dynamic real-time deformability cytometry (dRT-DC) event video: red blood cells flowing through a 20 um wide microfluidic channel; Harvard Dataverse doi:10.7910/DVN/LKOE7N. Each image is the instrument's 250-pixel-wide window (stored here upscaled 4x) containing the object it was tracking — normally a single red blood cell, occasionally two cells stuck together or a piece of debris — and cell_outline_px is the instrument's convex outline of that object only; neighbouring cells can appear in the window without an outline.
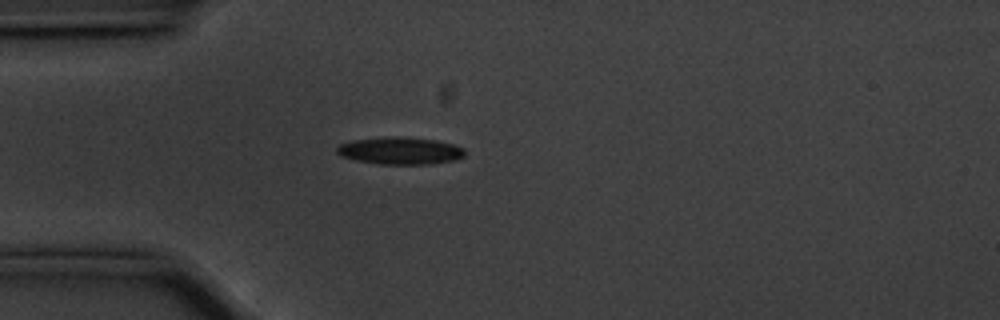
{"species": "common noctule bat (a hibernating species)", "species_latin": "Nyctalus noctula", "temperature_condition": "cold", "stored_images_in_passage": 50, "camera_frame_rate_fps": 3000, "um_per_image_px": 0.085, "animal": {"sex": "male", "body_mass_g": 20.1, "forearm_length_mm": 53.5}, "frame": {"image": 1, "passage_image": 15, "time_ms": 4.667, "image_size_px": [1000, 320], "cell_outline_px": [[464, 156], [456, 160], [432, 164], [380, 164], [356, 160], [340, 156], [336, 152], [336, 148], [340, 144], [352, 140], [392, 136], [396, 136], [436, 140], [452, 144], [464, 148]], "centroid_in_image_um": [34.0, 12.81], "position_along_channel_um": 51.0, "area_um2": 20.35}}
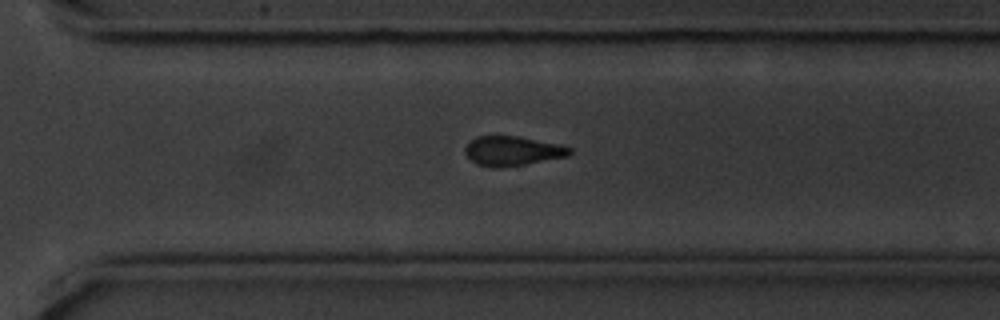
{"frame": {"image": 2, "passage_image": 39, "time_ms": 12.667, "image_size_px": [1000, 320], "cell_outline_px": [[572, 152], [568, 156], [524, 164], [500, 168], [496, 168], [476, 164], [464, 152], [464, 148], [476, 136], [516, 136], [560, 144], [572, 148]], "centroid_in_image_um": [43.56, 12.83], "position_along_channel_um": 327.0, "area_um2": 17.86}}
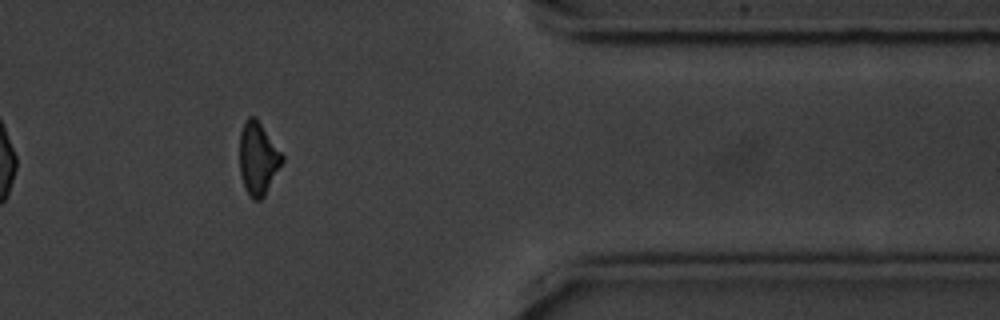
{"frame": {"image": 3, "passage_image": 46, "time_ms": 15.0, "image_size_px": [1000, 320], "cell_outline_px": [[284, 160], [264, 196], [260, 200], [252, 200], [248, 196], [244, 188], [240, 172], [240, 132], [248, 116], [256, 116], [284, 156]], "centroid_in_image_um": [21.93, 13.48], "position_along_channel_um": 389.5, "area_um2": 18.09}, "authors_computed_cell_mechanics": {"area_um2": 19.1029, "velocity_mm_per_s": 3.5596, "shape_relaxation_time_tau1_ms": 3.1297, "shape_relaxation_time_tau2_ms": 7.385, "deformation_change_tau1": 0.0927, "deformation_change_tau2": 0.1561}}